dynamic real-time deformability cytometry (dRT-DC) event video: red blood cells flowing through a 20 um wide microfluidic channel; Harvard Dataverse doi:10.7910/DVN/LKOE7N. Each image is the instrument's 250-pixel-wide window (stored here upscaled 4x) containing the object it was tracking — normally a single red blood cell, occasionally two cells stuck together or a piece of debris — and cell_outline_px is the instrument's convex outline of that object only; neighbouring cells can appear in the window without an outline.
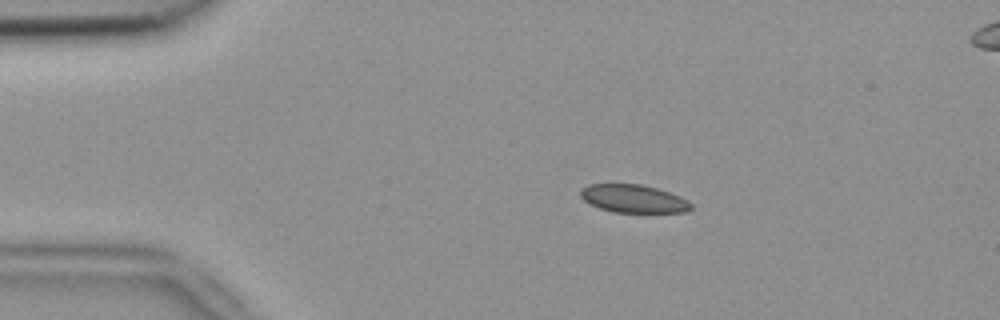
{"species": "common noctule bat (a hibernating species)", "species_latin": "Nyctalus noctula", "temperature_condition": "room temperature", "stored_images_in_passage": 4, "segment_of_instrument_passage": [1, 2], "camera_frame_rate_fps": 3000, "um_per_image_px": 0.085, "animal": {"sex": "female", "body_mass_g": 18.4}, "frame": {"image": 1, "passage_image": 2, "time_ms": 0.333, "image_size_px": [1000, 320], "cell_outline_px": [[692, 208], [688, 212], [616, 212], [600, 208], [584, 200], [580, 196], [580, 188], [588, 184], [640, 184], [656, 188], [680, 196], [688, 200], [692, 204]], "centroid_in_image_um": [53.85, 16.88], "position_along_channel_um": 31.1, "area_um2": 17.98}}